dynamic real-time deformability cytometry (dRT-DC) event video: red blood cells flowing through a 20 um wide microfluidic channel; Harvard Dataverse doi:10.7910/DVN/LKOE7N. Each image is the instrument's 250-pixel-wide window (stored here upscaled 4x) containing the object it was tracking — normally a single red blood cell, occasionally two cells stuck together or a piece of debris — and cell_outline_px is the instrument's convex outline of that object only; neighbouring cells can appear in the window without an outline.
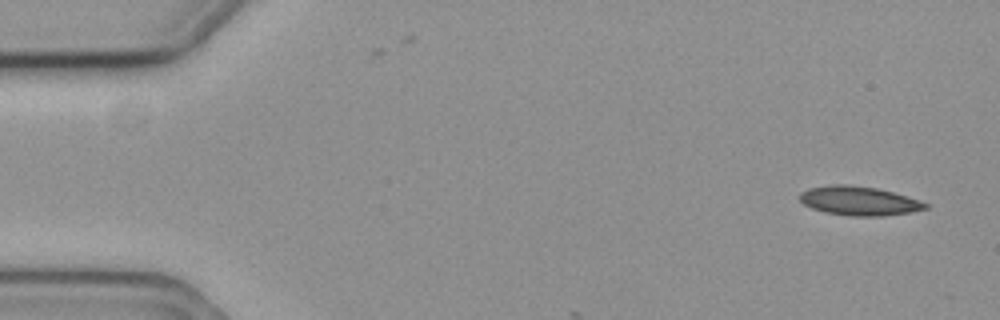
{"species": "common noctule bat (a hibernating species)", "species_latin": "Nyctalus noctula", "temperature_condition": "cold", "stored_images_in_passage": 3, "camera_frame_rate_fps": 3000, "um_per_image_px": 0.085, "animal": {"sex": "female", "body_mass_g": 19.3, "forearm_length_mm": 54.1}, "frame": {"image": 1, "passage_image": 1, "time_ms": 0.0, "image_size_px": [1000, 320], "cell_outline_px": [[928, 208], [912, 212], [884, 216], [852, 216], [824, 212], [812, 208], [804, 204], [800, 200], [800, 192], [808, 188], [832, 184], [844, 184], [876, 188], [892, 192], [920, 200], [928, 204]], "centroid_in_image_um": [73.01, 17.08], "position_along_channel_um": 12.0, "area_um2": 21.27}}